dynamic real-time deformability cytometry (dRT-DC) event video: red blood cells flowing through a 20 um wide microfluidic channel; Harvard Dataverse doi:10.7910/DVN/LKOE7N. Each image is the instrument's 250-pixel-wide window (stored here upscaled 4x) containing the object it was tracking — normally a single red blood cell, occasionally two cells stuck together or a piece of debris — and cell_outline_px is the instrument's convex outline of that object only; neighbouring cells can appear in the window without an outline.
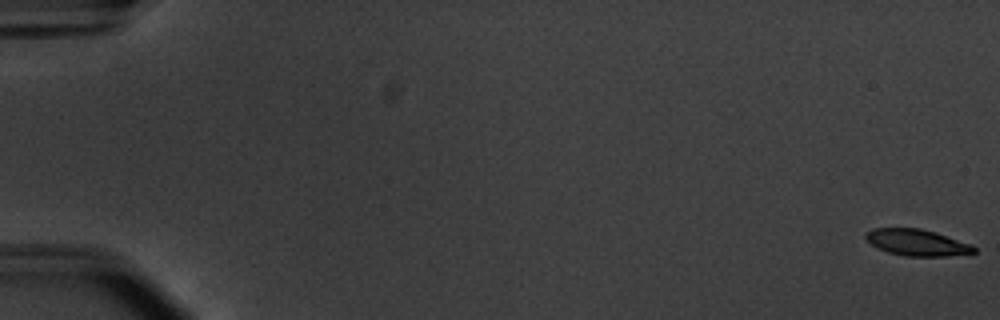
{"species": "common noctule bat (a hibernating species)", "species_latin": "Nyctalus noctula", "temperature_condition": "warm", "stored_images_in_passage": 56, "camera_frame_rate_fps": 3000, "um_per_image_px": 0.085, "animal": {"sex": "male", "body_mass_g": 20.1, "forearm_length_mm": 53.5}, "frame": {"image": 1, "passage_image": 1, "time_ms": 0.0, "image_size_px": [1000, 320], "cell_outline_px": [[976, 252], [948, 256], [904, 256], [888, 252], [876, 248], [864, 236], [872, 228], [920, 228], [936, 232], [972, 244], [976, 248]], "centroid_in_image_um": [77.96, 20.61], "position_along_channel_um": 7.0, "area_um2": 16.7}}
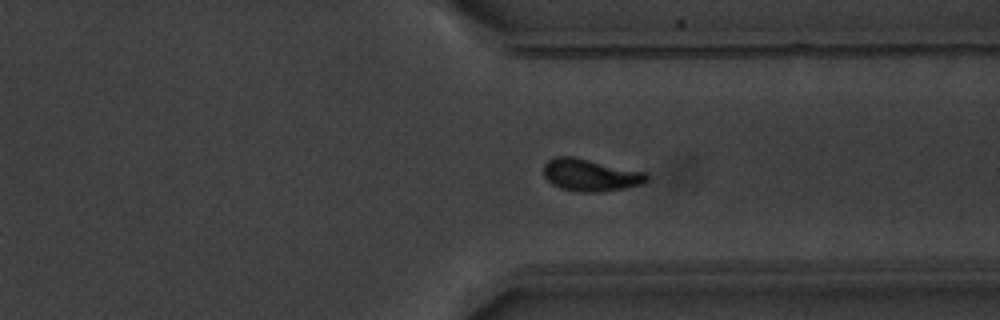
{"frame": {"image": 2, "passage_image": 43, "time_ms": 14.0, "image_size_px": [1000, 320], "cell_outline_px": [[648, 180], [640, 184], [624, 188], [600, 192], [576, 192], [560, 188], [552, 184], [544, 176], [544, 164], [548, 160], [556, 156], [572, 156], [648, 172]], "centroid_in_image_um": [50.18, 14.87], "position_along_channel_um": 361.2, "area_um2": 19.48}}
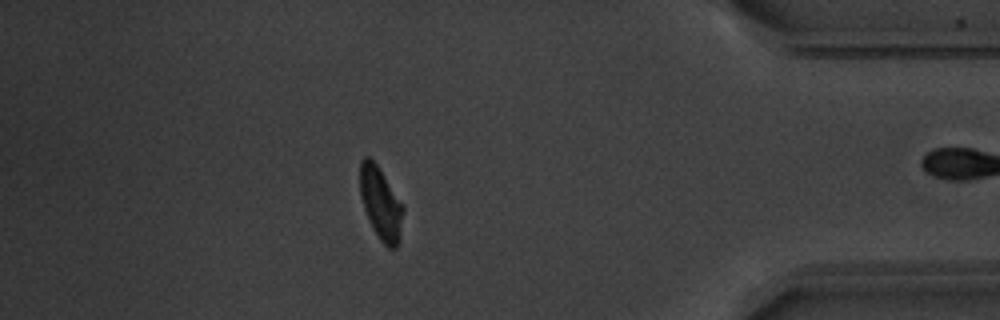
{"frame": {"image": 3, "passage_image": 49, "time_ms": 16.0, "image_size_px": [1000, 320], "cell_outline_px": [[404, 208], [400, 244], [396, 248], [388, 248], [380, 240], [372, 228], [364, 208], [360, 196], [360, 160], [364, 156], [368, 156], [376, 164], [404, 204]], "centroid_in_image_um": [32.39, 17.32], "position_along_channel_um": 402.8, "area_um2": 18.5}, "authors_computed_cell_mechanics": {"area_um2": 18.4093, "velocity_mm_per_s": 3.781, "shape_relaxation_time_tau1_ms": 3.2091, "shape_relaxation_time_tau2_ms": 4.8549, "deformation_change_tau1": 0.1478, "deformation_change_tau2": 0.1032}}